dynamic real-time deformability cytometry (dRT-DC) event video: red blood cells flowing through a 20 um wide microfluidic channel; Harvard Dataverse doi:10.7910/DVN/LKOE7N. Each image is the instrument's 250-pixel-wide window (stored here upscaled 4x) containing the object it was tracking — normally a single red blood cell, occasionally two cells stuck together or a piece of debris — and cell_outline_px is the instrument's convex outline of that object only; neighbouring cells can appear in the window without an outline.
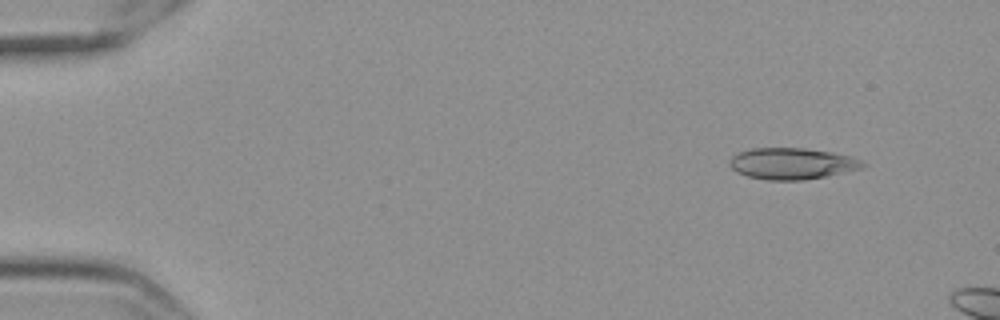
{"species": "Egyptian fruit bat (a non-hibernating species)", "species_latin": "Rousettus aegyptiacus", "temperature_condition": "cold", "stored_images_in_passage": 6, "camera_frame_rate_fps": 3000, "um_per_image_px": 0.085, "frame": {"image": 1, "passage_image": 1, "time_ms": 0.0, "image_size_px": [1000, 320], "cell_outline_px": [[868, 164], [864, 168], [804, 180], [768, 180], [748, 176], [736, 172], [728, 164], [728, 160], [736, 152], [752, 148], [804, 148], [832, 152], [852, 156]], "centroid_in_image_um": [67.3, 13.89], "position_along_channel_um": 17.7, "area_um2": 24.51}}